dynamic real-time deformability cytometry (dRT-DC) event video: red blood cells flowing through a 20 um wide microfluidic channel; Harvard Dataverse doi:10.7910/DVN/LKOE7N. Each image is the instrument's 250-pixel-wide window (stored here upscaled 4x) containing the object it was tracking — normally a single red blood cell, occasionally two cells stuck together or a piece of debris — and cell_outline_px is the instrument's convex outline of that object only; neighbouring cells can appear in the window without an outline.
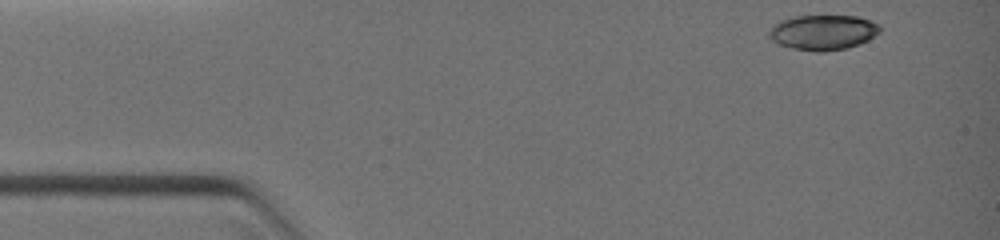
{"species": "common noctule bat (a hibernating species)", "species_latin": "Nyctalus noctula", "temperature_condition": "warm", "stored_images_in_passage": 32, "camera_frame_rate_fps": 3000, "um_per_image_px": 0.085, "animal": {"sex": "female", "body_mass_g": 19.0, "forearm_length_mm": 51.5}, "frame": {"image": 1, "passage_image": 1, "time_ms": 0.0, "image_size_px": [1000, 240], "cell_outline_px": [[880, 32], [868, 40], [844, 48], [824, 52], [816, 52], [792, 48], [780, 44], [772, 40], [768, 36], [768, 32], [772, 24], [780, 20], [792, 16], [860, 16], [872, 20], [880, 24]], "centroid_in_image_um": [69.94, 2.73], "position_along_channel_um": 15.1, "area_um2": 22.83}}
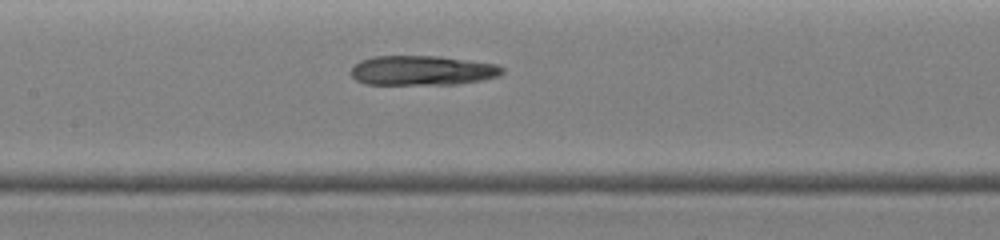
{"frame": {"image": 2, "passage_image": 17, "time_ms": 4.667, "image_size_px": [1000, 240], "cell_outline_px": [[504, 72], [500, 76], [484, 80], [456, 84], [364, 84], [356, 80], [352, 76], [352, 68], [360, 60], [372, 56], [436, 56], [496, 64], [504, 68]], "centroid_in_image_um": [35.91, 5.99], "position_along_channel_um": 171.5, "area_um2": 26.13}}
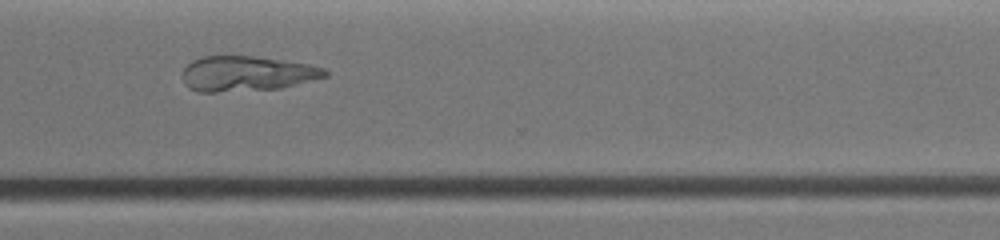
{"frame": {"image": 3, "passage_image": 31, "time_ms": 8.0, "image_size_px": [1000, 240], "cell_outline_px": [[328, 76], [280, 88], [216, 92], [200, 92], [188, 88], [184, 84], [180, 76], [180, 72], [192, 60], [204, 56], [224, 52], [232, 52], [308, 64], [324, 68], [328, 72]], "centroid_in_image_um": [20.88, 6.21], "position_along_channel_um": 349.7, "area_um2": 30.23}}